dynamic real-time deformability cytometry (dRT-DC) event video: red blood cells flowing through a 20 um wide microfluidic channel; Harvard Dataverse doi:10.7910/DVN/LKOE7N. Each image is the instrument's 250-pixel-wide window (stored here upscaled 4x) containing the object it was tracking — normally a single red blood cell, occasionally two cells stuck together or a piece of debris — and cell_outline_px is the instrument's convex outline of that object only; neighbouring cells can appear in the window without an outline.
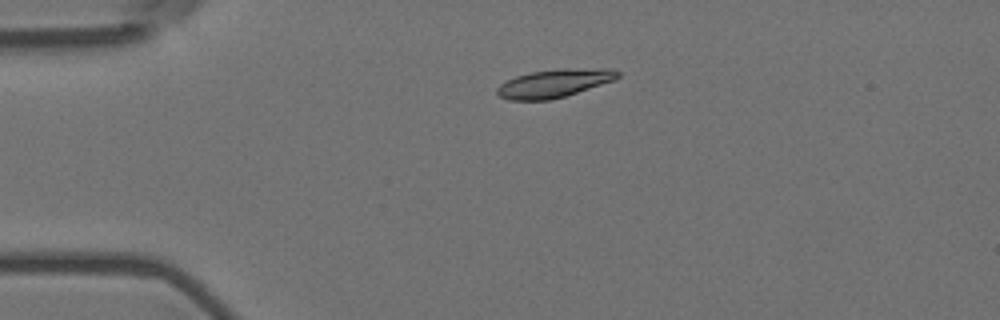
{"species": "Egyptian fruit bat (a non-hibernating species)", "species_latin": "Rousettus aegyptiacus", "temperature_condition": "room temperature", "stored_images_in_passage": 2, "camera_frame_rate_fps": 3000, "um_per_image_px": 0.085, "animal": {"sex": "female"}, "frame": {"image": 1, "passage_image": 1, "time_ms": 0.0, "image_size_px": [1000, 320], "cell_outline_px": [[620, 76], [612, 80], [552, 100], [508, 100], [500, 96], [496, 92], [496, 88], [500, 84], [516, 76], [532, 72], [564, 68], [608, 68], [620, 72]], "centroid_in_image_um": [47.08, 7.07], "position_along_channel_um": 37.9, "area_um2": 19.54}}